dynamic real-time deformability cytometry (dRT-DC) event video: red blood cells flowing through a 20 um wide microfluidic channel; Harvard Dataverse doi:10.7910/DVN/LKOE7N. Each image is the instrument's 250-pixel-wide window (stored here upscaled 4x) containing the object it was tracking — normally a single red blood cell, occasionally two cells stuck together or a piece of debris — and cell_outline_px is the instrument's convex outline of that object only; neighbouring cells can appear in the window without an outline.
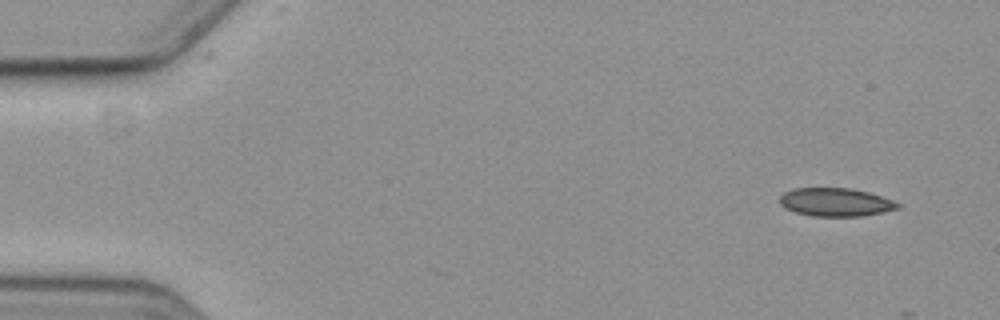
{"species": "common noctule bat (a hibernating species)", "species_latin": "Nyctalus noctula", "temperature_condition": "cold", "stored_images_in_passage": 4, "camera_frame_rate_fps": 3000, "um_per_image_px": 0.085, "animal": {"sex": "female", "body_mass_g": 19.3, "forearm_length_mm": 54.1}, "frame": {"image": 1, "passage_image": 1, "time_ms": 0.0, "image_size_px": [1000, 320], "cell_outline_px": [[900, 208], [860, 216], [812, 216], [796, 212], [784, 208], [780, 204], [780, 196], [784, 192], [792, 188], [852, 188], [868, 192], [892, 200], [900, 204]], "centroid_in_image_um": [70.98, 17.17], "position_along_channel_um": 14.0, "area_um2": 19.36}}
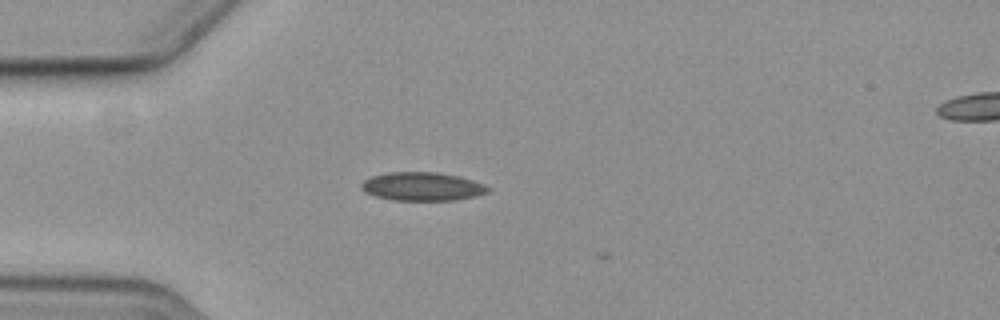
{"frame": {"image": 2, "passage_image": 3, "time_ms": 4.0, "image_size_px": [1000, 320], "cell_outline_px": [[492, 188], [488, 192], [476, 196], [452, 200], [396, 200], [376, 196], [360, 188], [360, 184], [364, 180], [372, 176], [388, 172], [436, 172], [456, 176], [472, 180]], "centroid_in_image_um": [35.89, 15.85], "position_along_channel_um": 49.1, "area_um2": 20.75}}